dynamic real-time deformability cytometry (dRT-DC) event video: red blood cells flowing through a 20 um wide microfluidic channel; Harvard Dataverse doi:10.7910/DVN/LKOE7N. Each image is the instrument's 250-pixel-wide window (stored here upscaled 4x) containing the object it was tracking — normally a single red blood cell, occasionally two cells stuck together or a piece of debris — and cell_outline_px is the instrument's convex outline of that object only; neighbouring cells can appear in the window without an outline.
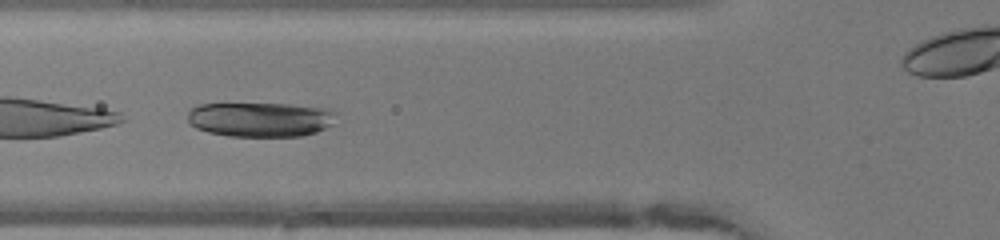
{"species": "human", "species_latin": "Homo sapiens", "temperature_condition": "warm", "stored_images_in_passage": 46, "camera_frame_rate_fps": 3000, "um_per_image_px": 0.085, "donor": {"sex": "female"}, "frame": {"image": 1, "passage_image": 16, "time_ms": 5.0, "image_size_px": [1000, 240], "cell_outline_px": [[336, 112], [332, 124], [316, 132], [300, 136], [228, 136], [208, 132], [196, 128], [188, 124], [188, 112], [192, 108], [200, 104], [288, 104], [328, 108]], "centroid_in_image_um": [22.11, 10.15], "position_along_channel_um": 103.7, "area_um2": 29.94}}
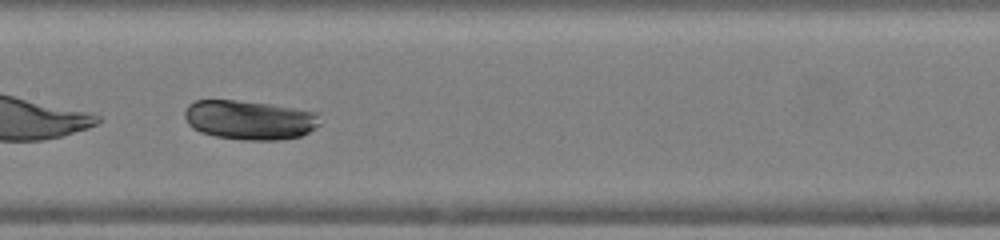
{"frame": {"image": 2, "passage_image": 22, "time_ms": 7.0, "image_size_px": [1000, 240], "cell_outline_px": [[320, 124], [308, 132], [300, 136], [280, 140], [244, 140], [216, 136], [200, 132], [192, 128], [188, 124], [184, 116], [184, 112], [188, 104], [196, 100], [236, 100], [268, 104], [320, 112]], "centroid_in_image_um": [21.21, 10.19], "position_along_channel_um": 186.2, "area_um2": 31.15}}
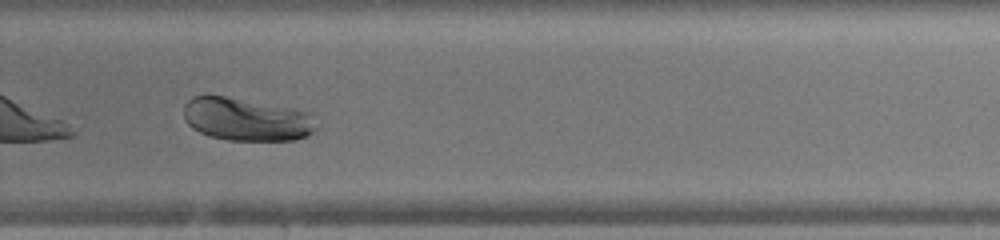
{"frame": {"image": 3, "passage_image": 31, "time_ms": 10.0, "image_size_px": [1000, 240], "cell_outline_px": [[316, 128], [308, 136], [296, 140], [228, 140], [208, 136], [192, 128], [184, 120], [184, 104], [192, 96], [224, 96], [292, 108], [308, 112]], "centroid_in_image_um": [20.91, 10.15], "position_along_channel_um": 308.9, "area_um2": 33.0}, "authors_computed_cell_mechanics": {"area_um2": 33.5529, "velocity_mm_per_s": 4.1118, "shape_relaxation_time_tau1_ms": 2.1989, "shape_relaxation_time_tau2_ms": null, "deformation_change_tau1": 0.117, "deformation_change_tau2": null}}